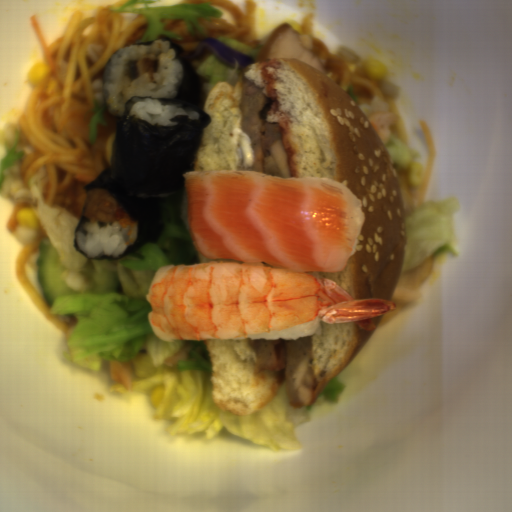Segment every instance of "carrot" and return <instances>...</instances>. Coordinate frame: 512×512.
<instances>
[{
    "instance_id": "obj_1",
    "label": "carrot",
    "mask_w": 512,
    "mask_h": 512,
    "mask_svg": "<svg viewBox=\"0 0 512 512\" xmlns=\"http://www.w3.org/2000/svg\"><path fill=\"white\" fill-rule=\"evenodd\" d=\"M418 123L424 133L428 148L426 164L422 175L423 180L420 186L411 187L409 183L410 167L409 169H399L393 167L403 204L404 216L413 211L419 205L423 204L435 156L436 143L427 122L424 119H419Z\"/></svg>"
}]
</instances>
